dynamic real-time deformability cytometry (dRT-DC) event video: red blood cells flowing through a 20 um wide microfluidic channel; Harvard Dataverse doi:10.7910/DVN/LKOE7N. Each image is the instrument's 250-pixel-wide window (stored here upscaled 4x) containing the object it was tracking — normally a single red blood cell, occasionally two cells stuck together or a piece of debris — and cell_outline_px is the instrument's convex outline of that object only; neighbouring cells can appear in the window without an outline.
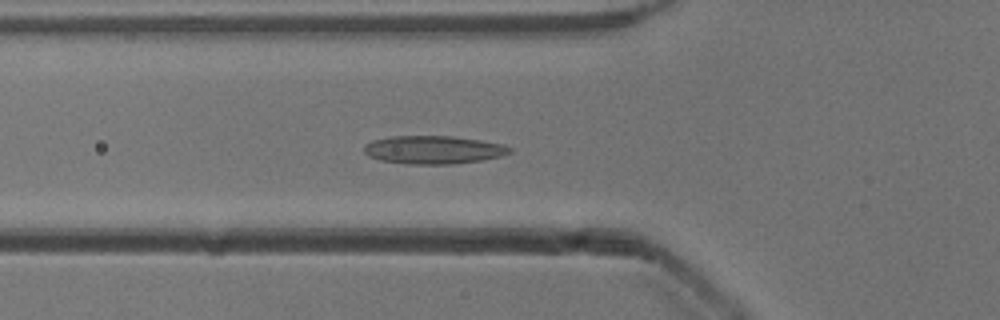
{"species": "common noctule bat (a hibernating species)", "species_latin": "Nyctalus noctula", "temperature_condition": "cold", "stored_images_in_passage": 51, "camera_frame_rate_fps": 3000, "um_per_image_px": 0.085, "animal": {"sex": "male", "body_mass_g": 13.3}, "frame": {"image": 1, "passage_image": 17, "time_ms": 5.333, "image_size_px": [1000, 320], "cell_outline_px": [[512, 152], [500, 156], [480, 160], [452, 164], [408, 164], [380, 160], [368, 156], [364, 152], [364, 144], [372, 140], [392, 136], [452, 136], [480, 140], [504, 144], [512, 148]], "centroid_in_image_um": [36.82, 12.73], "position_along_channel_um": 89.0, "area_um2": 23.93}}
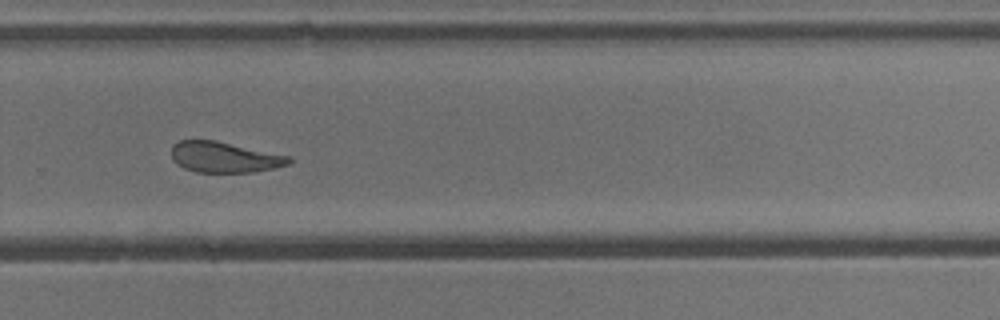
{"frame": {"image": 2, "passage_image": 34, "time_ms": 11.0, "image_size_px": [1000, 320], "cell_outline_px": [[292, 164], [252, 172], [196, 172], [184, 168], [176, 164], [172, 160], [172, 144], [180, 140], [216, 140], [292, 156]], "centroid_in_image_um": [19.09, 13.35], "position_along_channel_um": 310.7, "area_um2": 21.27}}
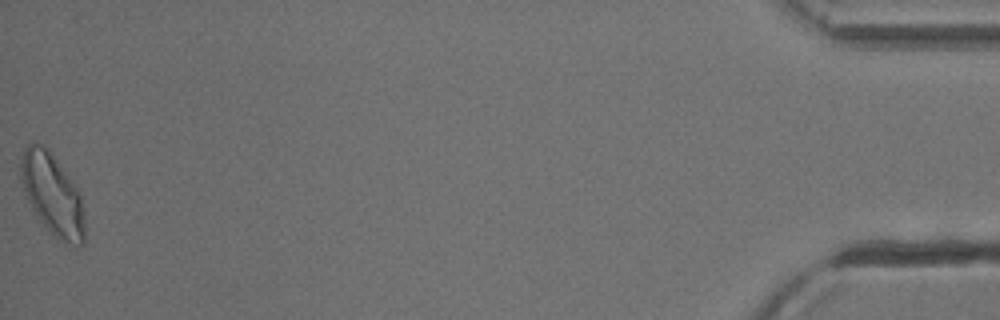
{"frame": {"image": 3, "passage_image": 51, "time_ms": 16.667, "image_size_px": [1000, 320], "cell_outline_px": [[84, 244], [80, 248], [68, 248], [36, 220], [24, 196], [20, 180], [20, 156], [24, 148], [28, 144], [44, 144], [48, 148], [80, 192], [84, 216]], "centroid_in_image_um": [4.43, 16.61], "position_along_channel_um": 430.8, "area_um2": 31.5}, "authors_computed_cell_mechanics": {"area_um2": 23.7558, "velocity_mm_per_s": 3.906, "shape_relaxation_time_tau1_ms": 9.947, "shape_relaxation_time_tau2_ms": 2.1304, "deformation_change_tau1": 0.2121, "deformation_change_tau2": 0.1019}}